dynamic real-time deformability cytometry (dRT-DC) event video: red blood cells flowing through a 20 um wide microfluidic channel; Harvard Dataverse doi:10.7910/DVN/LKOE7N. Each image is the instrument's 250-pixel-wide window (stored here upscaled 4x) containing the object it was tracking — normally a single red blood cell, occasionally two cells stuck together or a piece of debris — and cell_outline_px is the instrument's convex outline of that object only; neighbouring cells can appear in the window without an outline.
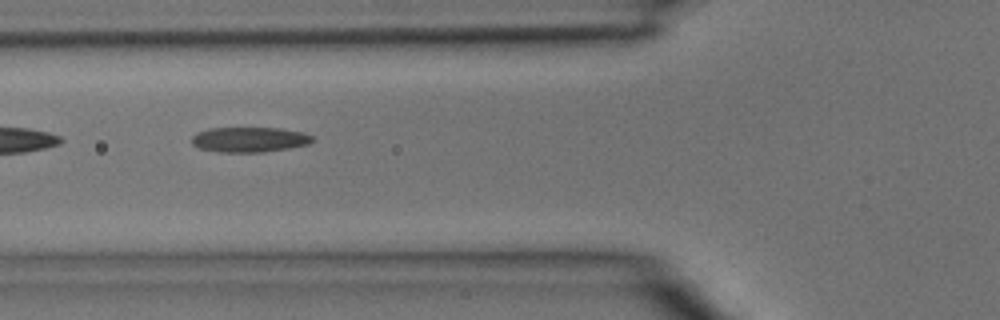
{"species": "common noctule bat (a hibernating species)", "species_latin": "Nyctalus noctula", "temperature_condition": "room temperature", "stored_images_in_passage": 3, "camera_frame_rate_fps": 3000, "um_per_image_px": 0.085, "animal": {"sex": "male", "body_mass_g": 15.6}, "frame": {"image": 1, "passage_image": 3, "time_ms": 0.667, "image_size_px": [1000, 320], "cell_outline_px": [[312, 140], [308, 144], [288, 148], [264, 152], [220, 152], [200, 148], [192, 144], [192, 136], [196, 132], [208, 128], [280, 128], [304, 132], [312, 136]], "centroid_in_image_um": [21.18, 11.85], "position_along_channel_um": 104.6, "area_um2": 17.63}}